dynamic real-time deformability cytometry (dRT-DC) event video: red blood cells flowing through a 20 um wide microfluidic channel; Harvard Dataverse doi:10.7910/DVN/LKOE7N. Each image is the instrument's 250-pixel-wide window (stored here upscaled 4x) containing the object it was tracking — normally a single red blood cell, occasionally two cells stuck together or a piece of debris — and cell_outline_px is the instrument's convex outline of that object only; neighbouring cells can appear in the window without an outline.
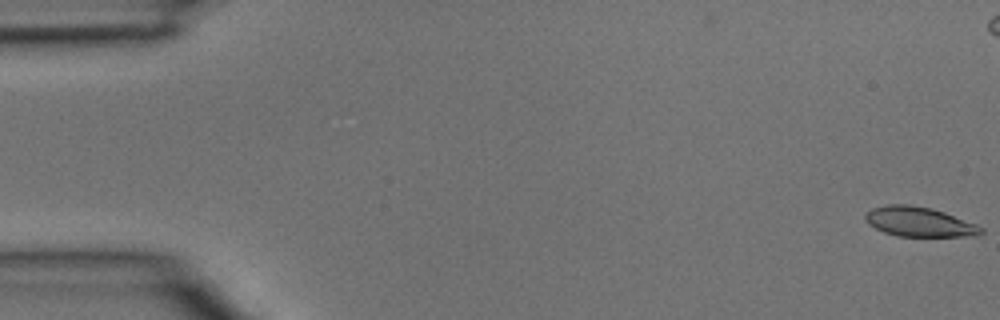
{"species": "common noctule bat (a hibernating species)", "species_latin": "Nyctalus noctula", "temperature_condition": "room temperature", "stored_images_in_passage": 5, "camera_frame_rate_fps": 3000, "um_per_image_px": 0.085, "animal": {"sex": "male", "body_mass_g": 15.6}, "frame": {"image": 1, "passage_image": 1, "time_ms": 0.0, "image_size_px": [1000, 320], "cell_outline_px": [[984, 232], [980, 236], [900, 236], [884, 232], [868, 224], [864, 220], [864, 216], [872, 208], [888, 204], [908, 204], [932, 208], [944, 212], [976, 224], [984, 228]], "centroid_in_image_um": [78.15, 18.85], "position_along_channel_um": 6.9, "area_um2": 20.06}}